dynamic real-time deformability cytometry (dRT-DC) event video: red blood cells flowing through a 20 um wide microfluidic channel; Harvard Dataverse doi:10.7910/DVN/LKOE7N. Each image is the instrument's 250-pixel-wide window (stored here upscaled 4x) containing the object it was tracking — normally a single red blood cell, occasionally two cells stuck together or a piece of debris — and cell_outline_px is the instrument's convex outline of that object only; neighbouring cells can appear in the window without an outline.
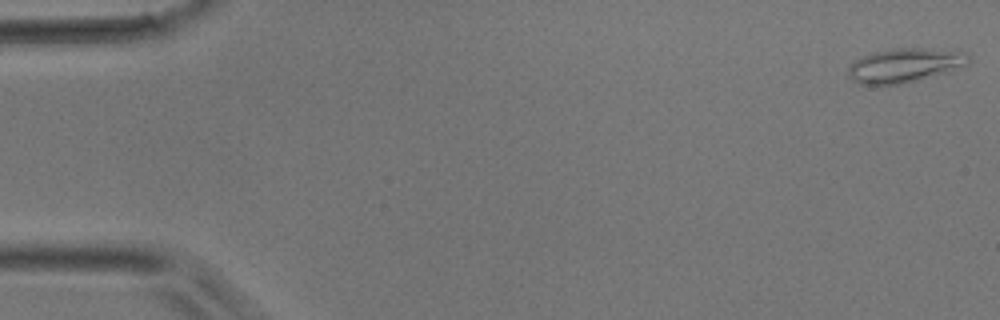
{"species": "common noctule bat (a hibernating species)", "species_latin": "Nyctalus noctula", "temperature_condition": "room temperature", "stored_images_in_passage": 48, "camera_frame_rate_fps": 3000, "um_per_image_px": 0.085, "animal": {"sex": "male", "body_mass_g": 17.9}, "frame": {"image": 1, "passage_image": 1, "time_ms": 0.0, "image_size_px": [1000, 320], "cell_outline_px": [[972, 60], [968, 64], [948, 72], [904, 84], [860, 84], [852, 80], [848, 76], [848, 68], [852, 60], [872, 52], [892, 48], [924, 48], [968, 52]], "centroid_in_image_um": [76.91, 5.54], "position_along_channel_um": 8.1, "area_um2": 24.33}}
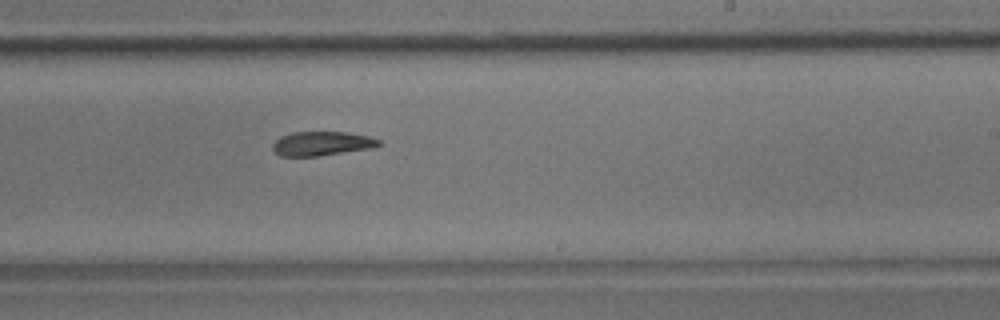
{"frame": {"image": 2, "passage_image": 29, "time_ms": 9.333, "image_size_px": [1000, 320], "cell_outline_px": [[384, 144], [372, 148], [316, 156], [280, 156], [272, 148], [272, 144], [280, 136], [292, 132], [348, 132], [368, 136], [380, 140]], "centroid_in_image_um": [27.37, 12.19], "position_along_channel_um": 261.6, "area_um2": 14.97}}
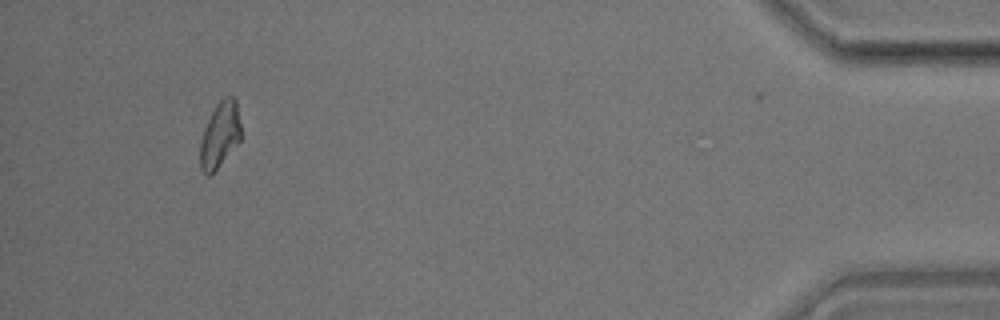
{"frame": {"image": 3, "passage_image": 45, "time_ms": 14.667, "image_size_px": [1000, 320], "cell_outline_px": [[240, 140], [216, 168], [208, 176], [200, 168], [200, 140], [204, 128], [216, 104], [224, 96], [232, 96], [236, 100], [240, 124]], "centroid_in_image_um": [18.68, 11.42], "position_along_channel_um": 416.5, "area_um2": 15.26}}